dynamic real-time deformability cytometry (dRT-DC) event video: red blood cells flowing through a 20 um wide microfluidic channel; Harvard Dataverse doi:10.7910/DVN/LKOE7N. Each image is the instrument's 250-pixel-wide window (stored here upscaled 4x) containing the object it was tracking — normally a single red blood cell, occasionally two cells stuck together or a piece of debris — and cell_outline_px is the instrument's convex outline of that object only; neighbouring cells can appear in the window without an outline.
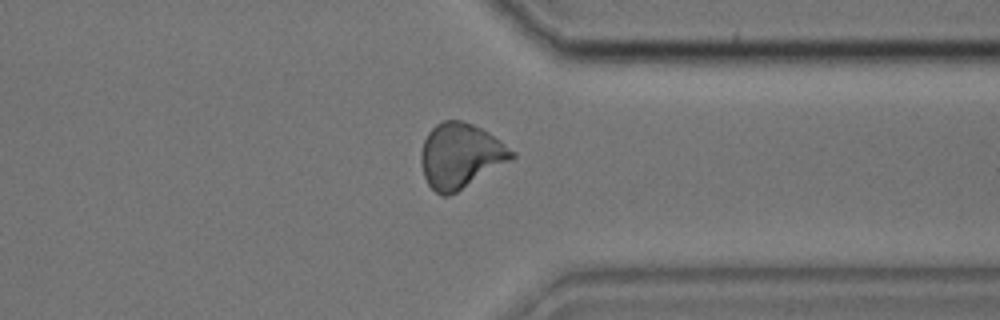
{"species": "common noctule bat (a hibernating species)", "species_latin": "Nyctalus noctula", "temperature_condition": "cold", "stored_images_in_passage": 29, "camera_frame_rate_fps": 3000, "um_per_image_px": 0.085, "animal": {"sex": "male", "body_mass_g": 17.9, "forearm_length_mm": 54.2}, "frame": {"image": 1, "passage_image": 25, "time_ms": 8.0, "image_size_px": [1000, 320], "cell_outline_px": [[516, 156], [456, 192], [448, 196], [440, 196], [428, 184], [424, 176], [420, 164], [420, 152], [424, 140], [428, 132], [436, 124], [444, 120], [464, 120], [488, 132], [500, 140], [516, 152]], "centroid_in_image_um": [39.1, 13.22], "position_along_channel_um": 372.3, "area_um2": 34.1}}